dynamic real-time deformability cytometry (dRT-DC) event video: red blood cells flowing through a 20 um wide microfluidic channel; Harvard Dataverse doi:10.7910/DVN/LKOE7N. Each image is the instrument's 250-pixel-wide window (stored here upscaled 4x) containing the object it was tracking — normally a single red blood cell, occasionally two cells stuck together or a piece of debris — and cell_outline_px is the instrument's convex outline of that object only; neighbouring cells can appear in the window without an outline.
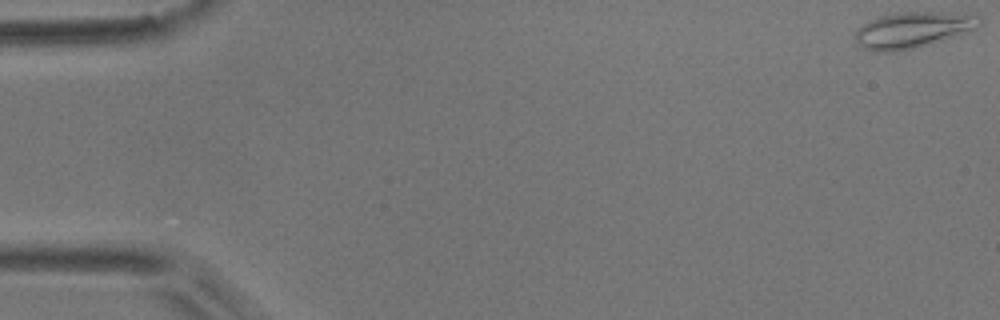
{"species": "common noctule bat (a hibernating species)", "species_latin": "Nyctalus noctula", "temperature_condition": "room temperature", "stored_images_in_passage": 7, "camera_frame_rate_fps": 3000, "um_per_image_px": 0.085, "animal": {"sex": "male", "body_mass_g": 17.9}, "frame": {"image": 1, "passage_image": 1, "time_ms": 0.0, "image_size_px": [1000, 320], "cell_outline_px": [[984, 24], [964, 32], [928, 44], [912, 48], [892, 52], [876, 52], [864, 48], [856, 44], [856, 28], [868, 20], [900, 12], [968, 12], [980, 16], [984, 20]], "centroid_in_image_um": [77.61, 2.52], "position_along_channel_um": 7.4, "area_um2": 26.07}}